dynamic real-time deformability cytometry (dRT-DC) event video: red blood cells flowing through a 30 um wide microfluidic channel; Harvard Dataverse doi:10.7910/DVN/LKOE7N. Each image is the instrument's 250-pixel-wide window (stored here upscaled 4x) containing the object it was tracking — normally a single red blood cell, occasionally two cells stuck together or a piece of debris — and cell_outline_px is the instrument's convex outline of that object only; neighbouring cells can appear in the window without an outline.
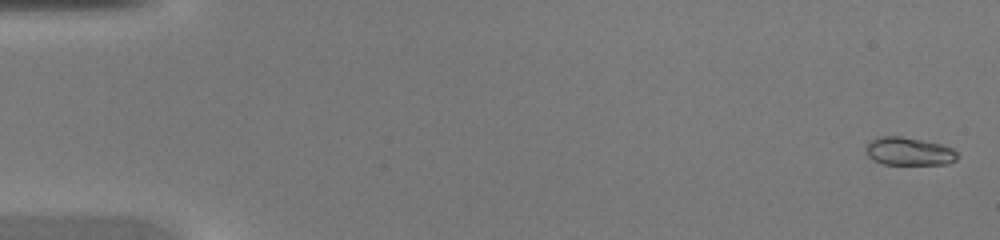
{"species": "common noctule bat (a hibernating species)", "species_latin": "Nyctalus noctula", "temperature_condition": "warm", "stored_images_in_passage": 33, "camera_frame_rate_fps": 3000, "um_per_image_px": 0.085, "animal": {"sex": "female", "body_mass_g": 20.0, "forearm_length_mm": 54.0}, "frame": {"image": 1, "passage_image": 2, "time_ms": 0.333, "image_size_px": [1000, 240], "cell_outline_px": [[956, 160], [948, 164], [884, 164], [872, 160], [864, 152], [864, 148], [876, 136], [900, 136], [940, 144], [952, 148], [956, 152]], "centroid_in_image_um": [77.2, 12.87], "position_along_channel_um": 7.8, "area_um2": 14.91}}
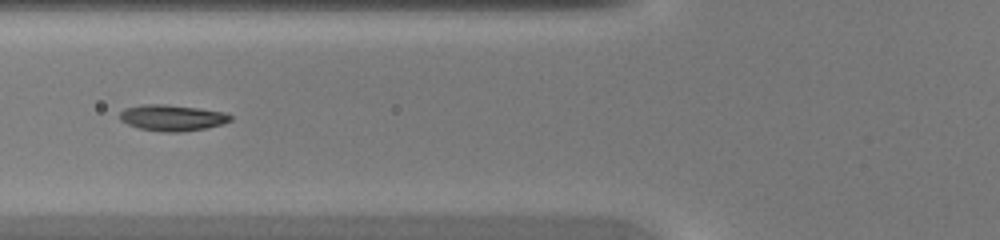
{"frame": {"image": 2, "passage_image": 19, "time_ms": 6.0, "image_size_px": [1000, 240], "cell_outline_px": [[232, 120], [220, 124], [204, 128], [180, 132], [164, 132], [140, 128], [128, 124], [120, 120], [120, 112], [124, 108], [140, 104], [164, 104], [228, 112], [232, 116]], "centroid_in_image_um": [14.62, 10.0], "position_along_channel_um": 111.2, "area_um2": 16.76}}
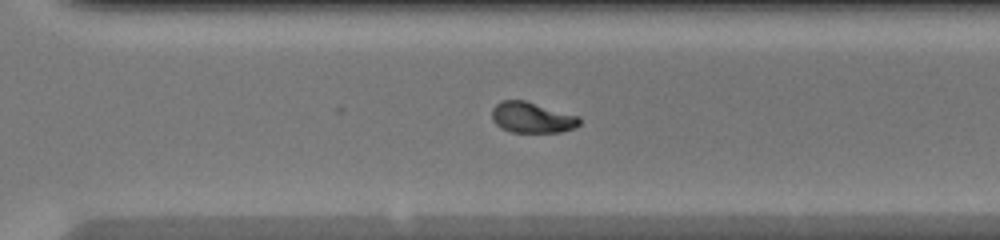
{"frame": {"image": 3, "passage_image": 33, "time_ms": 10.667, "image_size_px": [1000, 240], "cell_outline_px": [[580, 124], [576, 128], [560, 132], [512, 132], [500, 128], [492, 120], [492, 108], [496, 104], [504, 100], [524, 100], [580, 116]], "centroid_in_image_um": [45.23, 9.99], "position_along_channel_um": 325.4, "area_um2": 15.78}}